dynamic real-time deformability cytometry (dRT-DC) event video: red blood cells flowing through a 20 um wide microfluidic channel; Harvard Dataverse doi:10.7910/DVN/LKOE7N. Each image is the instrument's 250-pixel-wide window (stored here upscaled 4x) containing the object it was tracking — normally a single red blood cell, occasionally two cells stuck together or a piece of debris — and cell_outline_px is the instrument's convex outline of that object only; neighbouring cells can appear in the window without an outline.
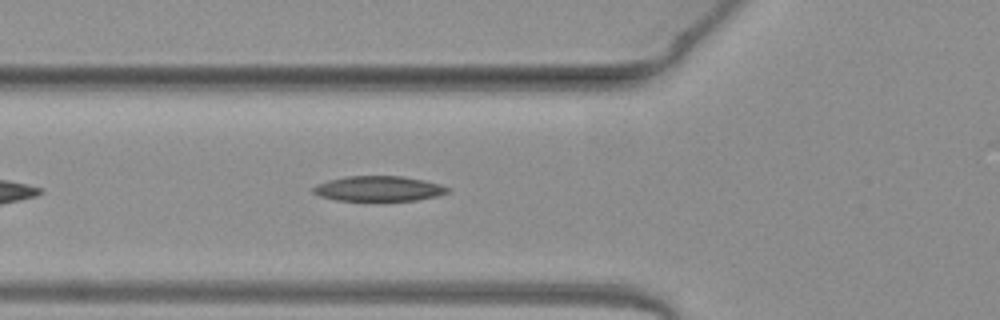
{"species": "common noctule bat (a hibernating species)", "species_latin": "Nyctalus noctula", "temperature_condition": "warm", "stored_images_in_passage": 38, "camera_frame_rate_fps": 3000, "um_per_image_px": 0.085, "animal": {"sex": "female", "body_mass_g": 19.3, "forearm_length_mm": 54.1}, "frame": {"image": 1, "passage_image": 6, "time_ms": 1.667, "image_size_px": [1000, 320], "cell_outline_px": [[452, 188], [448, 192], [436, 196], [416, 200], [336, 200], [320, 196], [312, 192], [312, 188], [328, 180], [348, 176], [400, 176], [424, 180], [440, 184]], "centroid_in_image_um": [32.21, 16.03], "position_along_channel_um": 93.6, "area_um2": 19.48}}
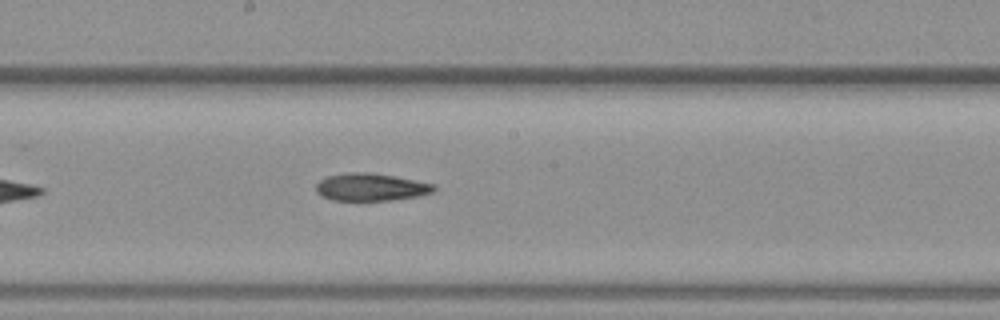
{"frame": {"image": 2, "passage_image": 15, "time_ms": 4.667, "image_size_px": [1000, 320], "cell_outline_px": [[436, 188], [432, 192], [416, 196], [388, 200], [332, 200], [320, 196], [316, 192], [316, 184], [320, 180], [328, 176], [348, 172], [372, 172], [436, 184]], "centroid_in_image_um": [31.49, 15.89], "position_along_channel_um": 216.7, "area_um2": 18.84}}
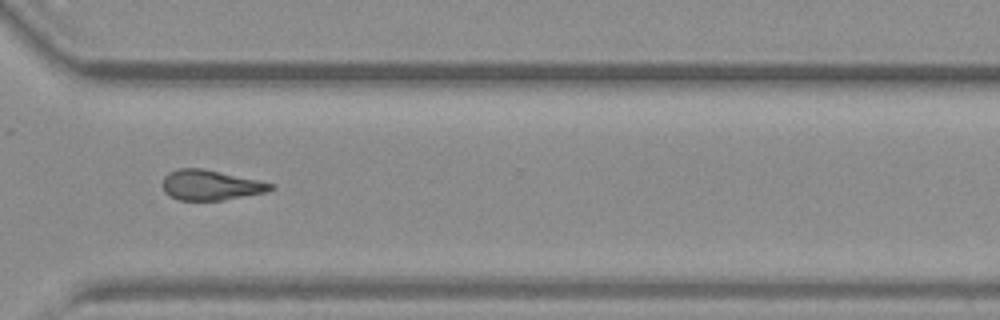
{"frame": {"image": 3, "passage_image": 25, "time_ms": 8.0, "image_size_px": [1000, 320], "cell_outline_px": [[276, 188], [264, 192], [220, 200], [180, 200], [168, 196], [164, 192], [164, 176], [168, 172], [180, 168], [200, 168], [276, 184]], "centroid_in_image_um": [17.88, 15.73], "position_along_channel_um": 352.7, "area_um2": 18.67}}